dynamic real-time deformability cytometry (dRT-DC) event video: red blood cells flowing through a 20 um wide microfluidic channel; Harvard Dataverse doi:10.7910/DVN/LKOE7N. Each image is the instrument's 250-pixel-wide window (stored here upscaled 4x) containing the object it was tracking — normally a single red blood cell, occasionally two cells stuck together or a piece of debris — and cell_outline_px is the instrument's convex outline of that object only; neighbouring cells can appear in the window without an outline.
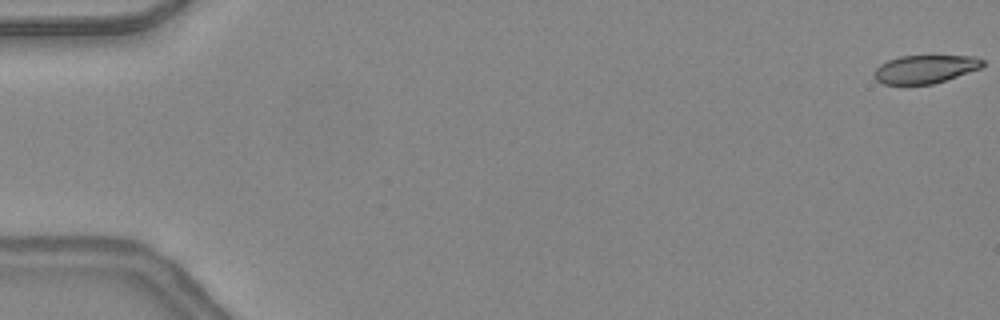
{"species": "common noctule bat (a hibernating species)", "species_latin": "Nyctalus noctula", "temperature_condition": "warm", "stored_images_in_passage": 10, "camera_frame_rate_fps": 3000, "um_per_image_px": 0.085, "animal": {"sex": "female", "body_mass_g": 24.6, "forearm_length_mm": 56.2}, "frame": {"image": 1, "passage_image": 1, "time_ms": 0.0, "image_size_px": [1000, 320], "cell_outline_px": [[984, 64], [980, 68], [932, 84], [884, 84], [876, 80], [876, 68], [880, 64], [888, 60], [900, 56], [976, 56], [984, 60]], "centroid_in_image_um": [78.64, 5.86], "position_along_channel_um": 6.4, "area_um2": 17.51}}